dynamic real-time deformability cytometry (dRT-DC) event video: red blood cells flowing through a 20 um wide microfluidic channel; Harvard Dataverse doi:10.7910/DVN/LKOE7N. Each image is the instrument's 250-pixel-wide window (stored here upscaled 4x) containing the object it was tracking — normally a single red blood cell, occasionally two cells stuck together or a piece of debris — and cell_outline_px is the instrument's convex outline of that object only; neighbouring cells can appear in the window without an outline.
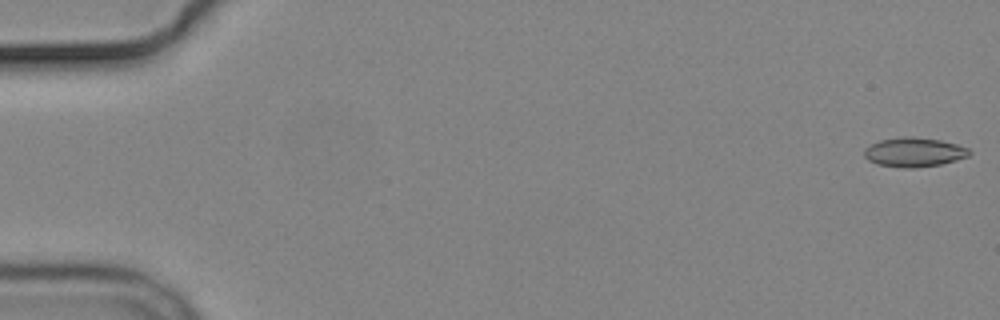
{"species": "common noctule bat (a hibernating species)", "species_latin": "Nyctalus noctula", "temperature_condition": "cold", "stored_images_in_passage": 5, "camera_frame_rate_fps": 3000, "um_per_image_px": 0.085, "animal": {"sex": "male", "body_mass_g": 19.2, "forearm_length_mm": 51.8}, "frame": {"image": 1, "passage_image": 1, "time_ms": 0.0, "image_size_px": [1000, 320], "cell_outline_px": [[972, 152], [968, 156], [956, 160], [940, 164], [912, 168], [900, 168], [876, 164], [868, 160], [864, 156], [864, 148], [880, 140], [904, 136], [912, 136], [940, 140], [956, 144], [968, 148]], "centroid_in_image_um": [77.67, 12.93], "position_along_channel_um": 7.3, "area_um2": 17.98}}
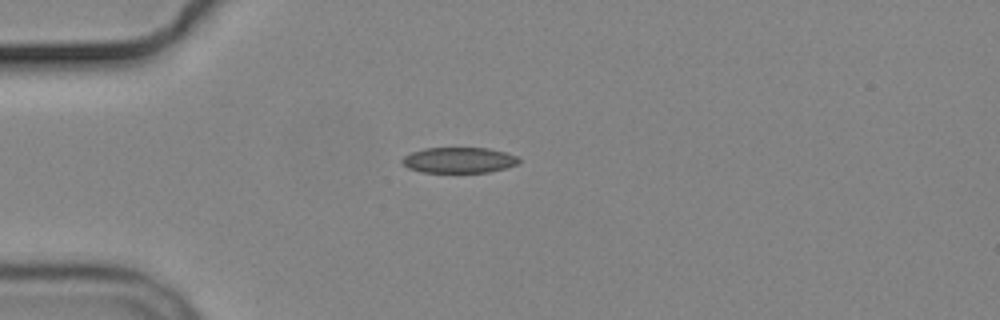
{"frame": {"image": 2, "passage_image": 5, "time_ms": 4.667, "image_size_px": [1000, 320], "cell_outline_px": [[520, 160], [516, 164], [504, 168], [488, 172], [420, 172], [408, 168], [400, 160], [404, 156], [412, 152], [424, 148], [488, 148], [504, 152], [516, 156]], "centroid_in_image_um": [38.97, 13.61], "position_along_channel_um": 46.0, "area_um2": 17.28}}